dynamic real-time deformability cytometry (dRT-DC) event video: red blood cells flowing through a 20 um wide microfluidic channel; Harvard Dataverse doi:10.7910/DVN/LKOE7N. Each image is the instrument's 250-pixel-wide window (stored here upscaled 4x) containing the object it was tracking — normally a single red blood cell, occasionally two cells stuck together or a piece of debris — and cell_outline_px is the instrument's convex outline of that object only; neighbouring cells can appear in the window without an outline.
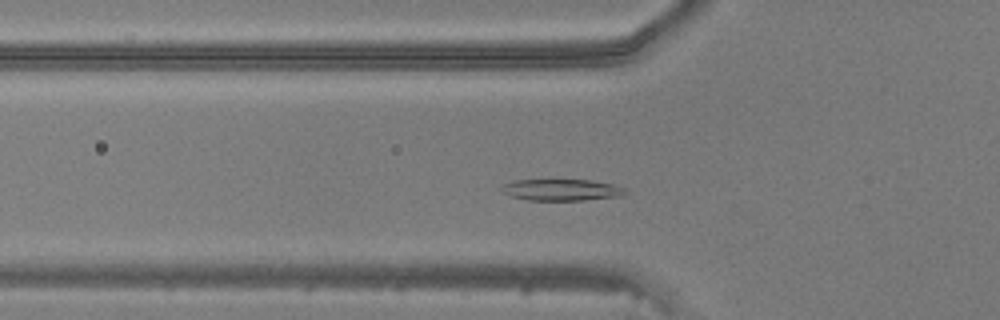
{"species": "common noctule bat (a hibernating species)", "species_latin": "Nyctalus noctula", "temperature_condition": "warm", "stored_images_in_passage": 15, "camera_frame_rate_fps": 3000, "um_per_image_px": 0.085, "animal": {"sex": "male", "body_mass_g": 20.5, "forearm_length_mm": 52.5}, "frame": {"image": 1, "passage_image": 11, "time_ms": 3.333, "image_size_px": [1000, 320], "cell_outline_px": [[628, 192], [620, 196], [580, 200], [528, 200], [512, 196], [504, 192], [500, 188], [504, 184], [516, 180], [588, 180], [612, 184], [624, 188]], "centroid_in_image_um": [47.73, 16.14], "position_along_channel_um": 78.1, "area_um2": 15.2}}